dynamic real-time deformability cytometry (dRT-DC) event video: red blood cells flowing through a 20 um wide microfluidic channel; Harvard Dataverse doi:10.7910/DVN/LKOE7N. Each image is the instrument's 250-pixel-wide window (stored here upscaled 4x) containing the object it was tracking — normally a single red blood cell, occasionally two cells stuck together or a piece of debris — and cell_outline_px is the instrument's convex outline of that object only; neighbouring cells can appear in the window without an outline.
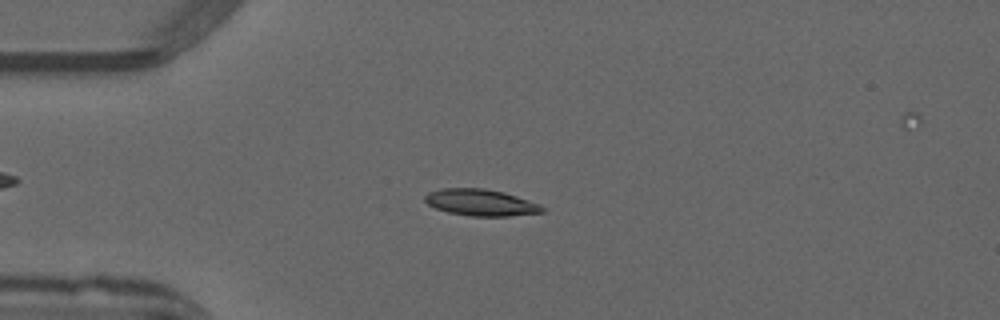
{"species": "common noctule bat (a hibernating species)", "species_latin": "Nyctalus noctula", "temperature_condition": "warm", "stored_images_in_passage": 51, "camera_frame_rate_fps": 3000, "um_per_image_px": 0.085, "animal": {"sex": "male", "forearm_length_mm": 52.5}, "frame": {"image": 1, "passage_image": 13, "time_ms": 4.0, "image_size_px": [1000, 320], "cell_outline_px": [[544, 212], [508, 216], [472, 216], [448, 212], [436, 208], [428, 204], [424, 200], [424, 196], [428, 192], [440, 188], [484, 188], [504, 192], [540, 204], [544, 208]], "centroid_in_image_um": [40.85, 17.21], "position_along_channel_um": 44.2, "area_um2": 18.15}}
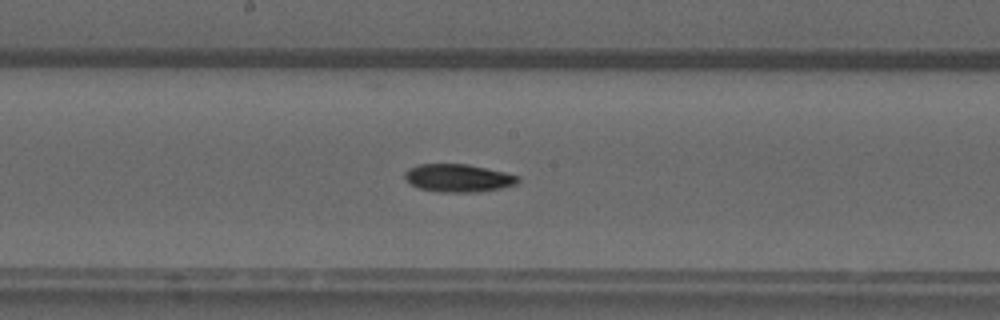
{"frame": {"image": 2, "passage_image": 27, "time_ms": 8.667, "image_size_px": [1000, 320], "cell_outline_px": [[520, 180], [516, 184], [500, 188], [480, 192], [440, 192], [420, 188], [412, 184], [404, 176], [404, 172], [408, 168], [420, 164], [468, 164], [504, 172], [520, 176]], "centroid_in_image_um": [38.97, 15.13], "position_along_channel_um": 209.2, "area_um2": 18.32}}
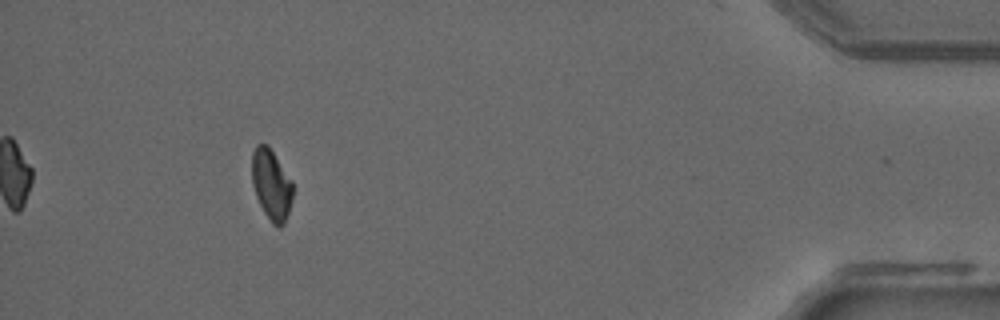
{"frame": {"image": 3, "passage_image": 47, "time_ms": 15.333, "image_size_px": [1000, 320], "cell_outline_px": [[292, 196], [288, 212], [284, 224], [280, 228], [276, 228], [272, 224], [264, 212], [256, 196], [252, 184], [252, 152], [256, 144], [268, 144], [292, 180]], "centroid_in_image_um": [23.06, 15.69], "position_along_channel_um": 412.1, "area_um2": 16.88}}